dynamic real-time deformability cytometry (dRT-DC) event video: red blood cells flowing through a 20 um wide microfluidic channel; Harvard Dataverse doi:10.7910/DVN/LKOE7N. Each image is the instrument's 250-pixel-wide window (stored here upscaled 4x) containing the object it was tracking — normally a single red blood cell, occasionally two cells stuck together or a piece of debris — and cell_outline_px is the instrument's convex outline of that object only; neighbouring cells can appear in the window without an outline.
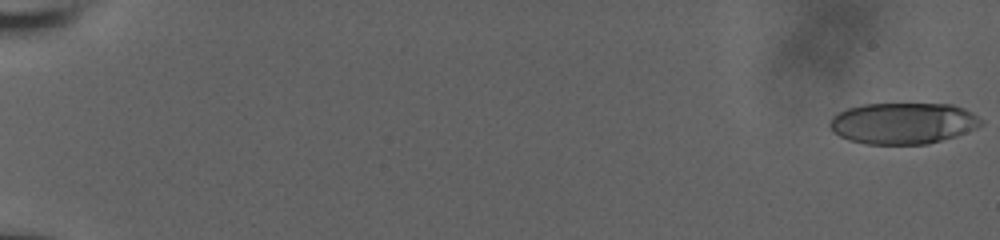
{"species": "human", "species_latin": "Homo sapiens", "temperature_condition": "room temperature", "stored_images_in_passage": 57, "camera_frame_rate_fps": 3000, "um_per_image_px": 0.085, "donor": {"sex": "male"}, "frame": {"image": 1, "passage_image": 1, "time_ms": 0.0, "image_size_px": [1000, 240], "cell_outline_px": [[984, 124], [976, 128], [956, 136], [928, 144], [864, 144], [848, 140], [832, 132], [828, 124], [832, 116], [836, 112], [848, 108], [864, 104], [952, 104], [964, 108], [972, 112], [984, 120]], "centroid_in_image_um": [76.75, 10.48], "position_along_channel_um": 8.2, "area_um2": 36.82}}
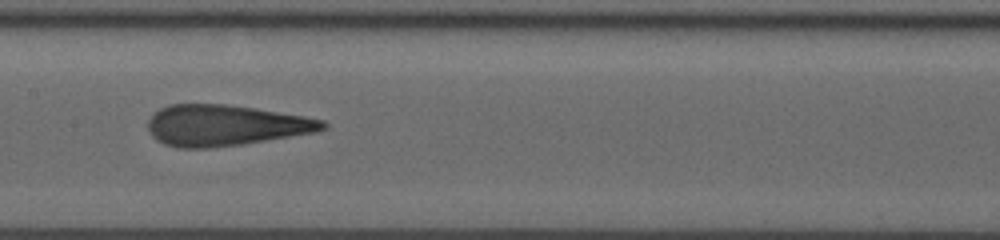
{"frame": {"image": 2, "passage_image": 32, "time_ms": 10.333, "image_size_px": [1000, 240], "cell_outline_px": [[328, 124], [324, 128], [316, 132], [244, 144], [208, 148], [180, 148], [164, 144], [156, 140], [148, 132], [148, 120], [160, 108], [168, 104], [224, 104], [256, 108], [304, 116], [324, 120]], "centroid_in_image_um": [19.13, 10.66], "position_along_channel_um": 188.3, "area_um2": 41.79}}
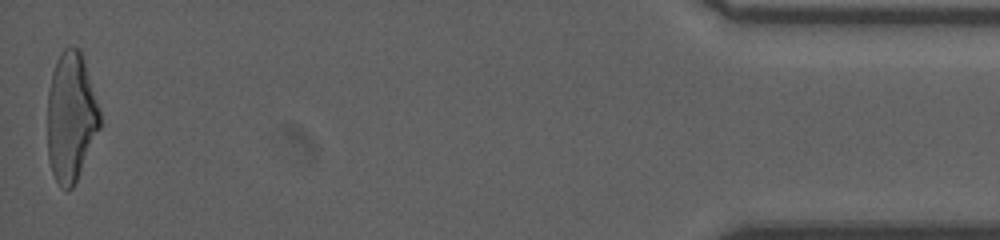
{"frame": {"image": 3, "passage_image": 57, "time_ms": 18.667, "image_size_px": [1000, 240], "cell_outline_px": [[100, 128], [76, 180], [72, 188], [68, 192], [60, 188], [52, 172], [48, 160], [48, 92], [52, 72], [56, 60], [60, 52], [64, 48], [80, 48], [100, 108]], "centroid_in_image_um": [6.03, 9.95], "position_along_channel_um": 429.2, "area_um2": 39.54}, "authors_computed_cell_mechanics": {"area_um2": 40.4022, "velocity_mm_per_s": 3.8634, "shape_relaxation_time_tau1_ms": 6.1123, "shape_relaxation_time_tau2_ms": 1.2191, "deformation_change_tau1": 0.2249, "deformation_change_tau2": 0.1268}}